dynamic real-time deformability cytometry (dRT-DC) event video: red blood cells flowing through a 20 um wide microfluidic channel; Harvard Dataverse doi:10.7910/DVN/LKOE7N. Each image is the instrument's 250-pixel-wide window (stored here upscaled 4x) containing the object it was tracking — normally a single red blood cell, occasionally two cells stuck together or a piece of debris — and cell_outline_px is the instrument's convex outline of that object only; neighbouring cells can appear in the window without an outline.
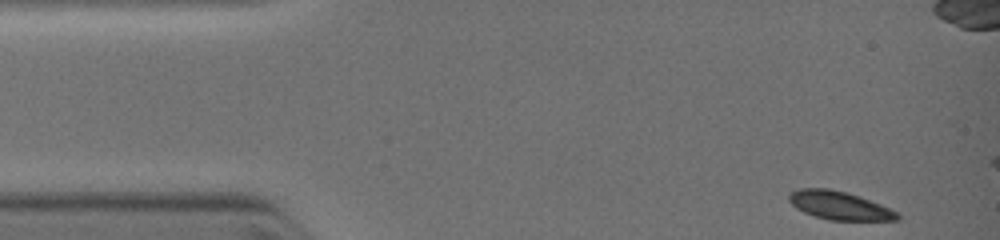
{"species": "common noctule bat (a hibernating species)", "species_latin": "Nyctalus noctula", "temperature_condition": "warm", "stored_images_in_passage": 6, "camera_frame_rate_fps": 3000, "um_per_image_px": 0.085, "animal": {"sex": "female", "body_mass_g": 19.0, "forearm_length_mm": 51.5}, "frame": {"image": 1, "passage_image": 1, "time_ms": 0.0, "image_size_px": [1000, 240], "cell_outline_px": [[900, 220], [828, 220], [804, 212], [796, 208], [788, 200], [788, 192], [800, 188], [828, 188], [848, 192], [860, 196], [900, 212]], "centroid_in_image_um": [71.36, 17.46], "position_along_channel_um": 13.6, "area_um2": 18.09}}